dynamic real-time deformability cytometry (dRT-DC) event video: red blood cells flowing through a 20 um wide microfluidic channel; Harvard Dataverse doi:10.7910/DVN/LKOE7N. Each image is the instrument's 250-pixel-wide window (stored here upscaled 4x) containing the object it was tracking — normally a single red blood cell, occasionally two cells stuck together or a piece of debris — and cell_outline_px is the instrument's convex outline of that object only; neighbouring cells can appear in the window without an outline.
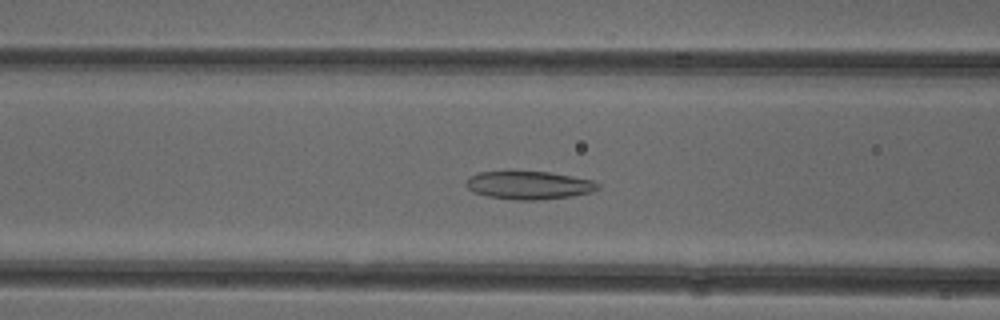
{"species": "common noctule bat (a hibernating species)", "species_latin": "Nyctalus noctula", "temperature_condition": "cold", "stored_images_in_passage": 53, "camera_frame_rate_fps": 3000, "um_per_image_px": 0.085, "animal": {"sex": "female"}, "frame": {"image": 1, "passage_image": 21, "time_ms": 6.667, "image_size_px": [1000, 320], "cell_outline_px": [[600, 188], [592, 192], [572, 196], [536, 200], [516, 200], [488, 196], [472, 192], [464, 184], [464, 180], [468, 176], [480, 172], [548, 172], [572, 176], [592, 180], [600, 184]], "centroid_in_image_um": [44.94, 15.75], "position_along_channel_um": 121.7, "area_um2": 21.62}}
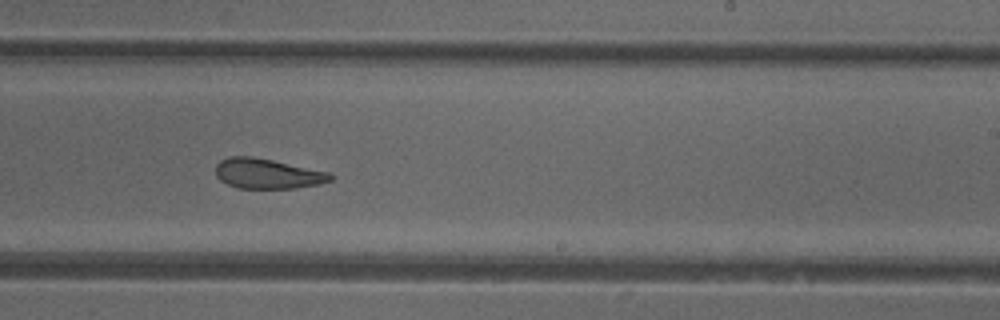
{"frame": {"image": 2, "passage_image": 32, "time_ms": 10.333, "image_size_px": [1000, 320], "cell_outline_px": [[336, 176], [332, 180], [320, 184], [296, 188], [240, 188], [228, 184], [220, 180], [216, 176], [216, 164], [220, 160], [228, 156], [252, 156], [272, 160], [328, 172]], "centroid_in_image_um": [22.73, 14.76], "position_along_channel_um": 266.3, "area_um2": 20.11}}
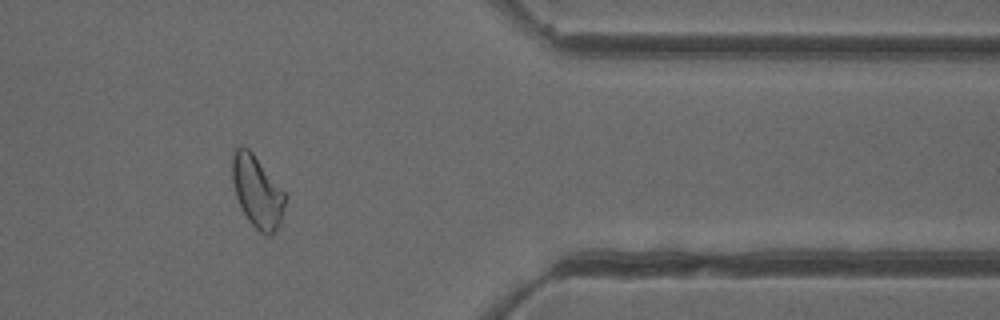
{"frame": {"image": 3, "passage_image": 43, "time_ms": 14.0, "image_size_px": [1000, 320], "cell_outline_px": [[288, 196], [280, 224], [268, 236], [260, 232], [248, 220], [236, 196], [232, 180], [232, 156], [236, 148], [240, 144], [244, 144], [252, 152]], "centroid_in_image_um": [21.87, 16.26], "position_along_channel_um": 389.5, "area_um2": 22.08}, "authors_computed_cell_mechanics": {"area_um2": 22.7154, "velocity_mm_per_s": 3.9466, "shape_relaxation_time_tau1_ms": null, "shape_relaxation_time_tau2_ms": 3.1126, "deformation_change_tau1": null, "deformation_change_tau2": 0.0984}}